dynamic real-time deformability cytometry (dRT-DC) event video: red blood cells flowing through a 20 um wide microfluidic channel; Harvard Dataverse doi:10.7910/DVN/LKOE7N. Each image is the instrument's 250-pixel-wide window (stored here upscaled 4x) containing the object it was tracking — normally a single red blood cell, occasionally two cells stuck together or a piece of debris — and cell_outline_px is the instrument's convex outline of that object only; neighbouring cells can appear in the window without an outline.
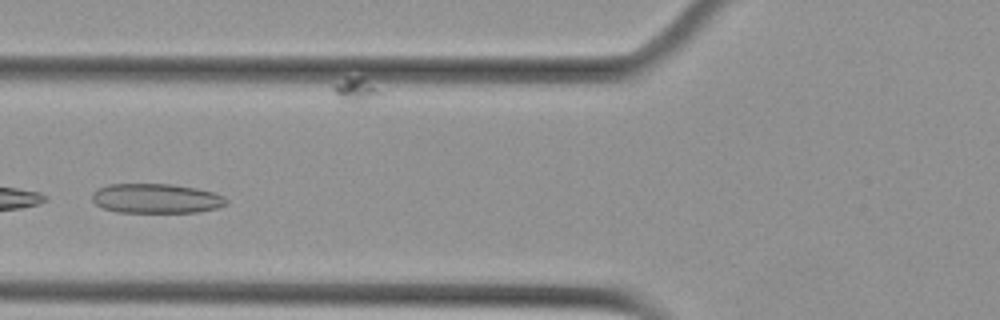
{"species": "Egyptian fruit bat (a non-hibernating species)", "species_latin": "Rousettus aegyptiacus", "temperature_condition": "cold", "stored_images_in_passage": 8, "camera_frame_rate_fps": 3000, "um_per_image_px": 0.085, "animal": {"sex": "female"}, "frame": {"image": 1, "passage_image": 5, "time_ms": 1.333, "image_size_px": [1000, 320], "cell_outline_px": [[228, 204], [220, 208], [196, 212], [116, 212], [100, 208], [92, 200], [92, 192], [108, 184], [172, 184], [196, 188], [212, 192], [224, 196], [228, 200]], "centroid_in_image_um": [13.28, 16.87], "position_along_channel_um": 112.5, "area_um2": 23.35}}
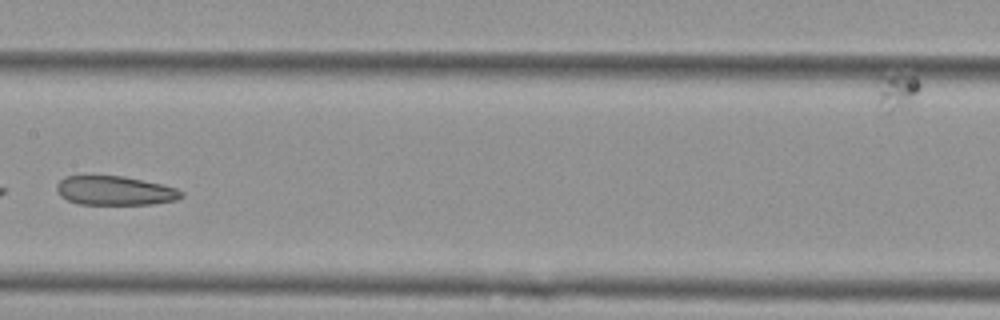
{"frame": {"image": 2, "passage_image": 7, "time_ms": 2.0, "image_size_px": [1000, 320], "cell_outline_px": [[184, 196], [176, 200], [152, 204], [80, 204], [68, 200], [60, 196], [56, 188], [56, 184], [64, 176], [124, 176], [160, 184], [176, 188], [184, 192]], "centroid_in_image_um": [9.77, 16.2], "position_along_channel_um": 197.6, "area_um2": 21.1}}
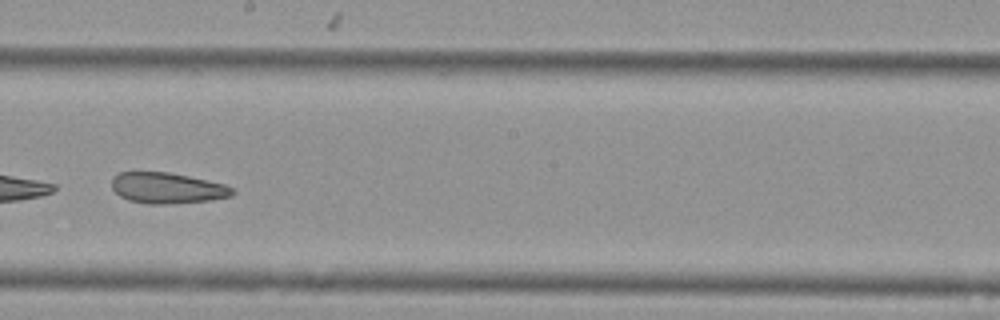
{"frame": {"image": 3, "passage_image": 8, "time_ms": 2.333, "image_size_px": [1000, 320], "cell_outline_px": [[236, 192], [232, 196], [212, 200], [172, 204], [148, 204], [128, 200], [120, 196], [112, 188], [112, 176], [120, 172], [168, 172], [208, 180], [224, 184], [232, 188]], "centroid_in_image_um": [14.22, 15.99], "position_along_channel_um": 234.0, "area_um2": 21.85}}